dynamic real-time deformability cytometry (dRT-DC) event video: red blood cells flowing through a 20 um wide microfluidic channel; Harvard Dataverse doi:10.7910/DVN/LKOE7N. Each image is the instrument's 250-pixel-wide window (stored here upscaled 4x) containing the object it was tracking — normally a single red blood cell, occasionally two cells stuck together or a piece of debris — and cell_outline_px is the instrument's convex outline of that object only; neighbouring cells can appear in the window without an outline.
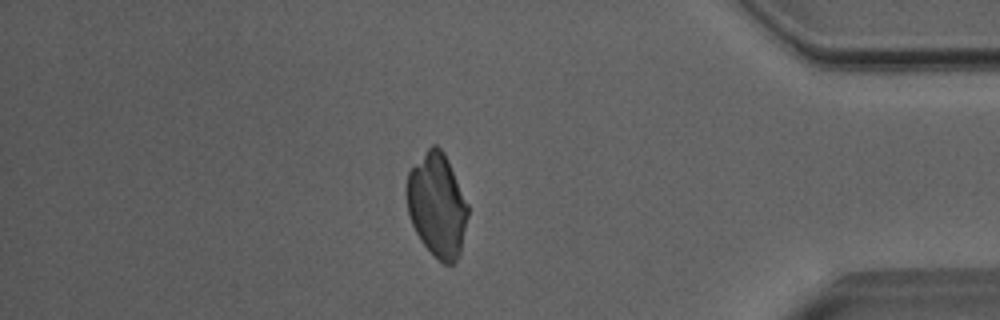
{"species": "Egyptian fruit bat (a non-hibernating species)", "species_latin": "Rousettus aegyptiacus", "temperature_condition": "room temperature", "stored_images_in_passage": 36, "camera_frame_rate_fps": 3000, "um_per_image_px": 0.085, "animal": {"sex": "male"}, "frame": {"image": 1, "passage_image": 29, "time_ms": 9.333, "image_size_px": [1000, 320], "cell_outline_px": [[468, 216], [460, 256], [452, 264], [444, 264], [420, 240], [412, 224], [408, 212], [408, 172], [428, 148], [432, 144], [436, 144], [444, 152], [448, 160], [468, 204]], "centroid_in_image_um": [37.18, 17.44], "position_along_channel_um": 398.0, "area_um2": 36.47}}
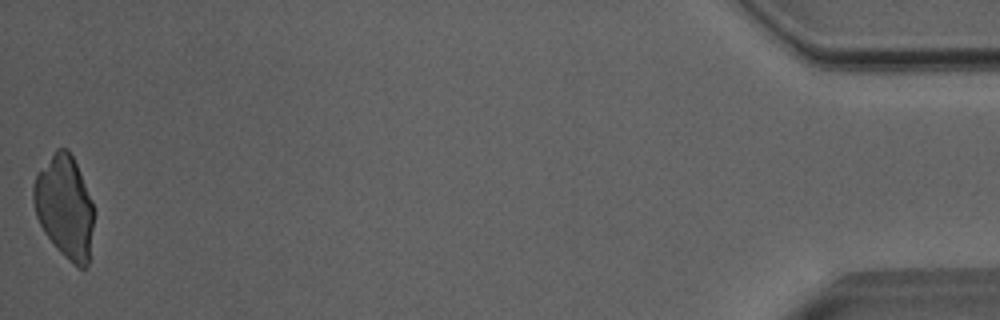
{"frame": {"image": 2, "passage_image": 36, "time_ms": 11.667, "image_size_px": [1000, 320], "cell_outline_px": [[92, 228], [88, 264], [84, 268], [76, 268], [56, 248], [44, 232], [36, 216], [32, 200], [32, 184], [36, 176], [56, 148], [68, 148], [76, 164], [92, 204]], "centroid_in_image_um": [5.45, 17.6], "position_along_channel_um": 429.7, "area_um2": 35.6}}